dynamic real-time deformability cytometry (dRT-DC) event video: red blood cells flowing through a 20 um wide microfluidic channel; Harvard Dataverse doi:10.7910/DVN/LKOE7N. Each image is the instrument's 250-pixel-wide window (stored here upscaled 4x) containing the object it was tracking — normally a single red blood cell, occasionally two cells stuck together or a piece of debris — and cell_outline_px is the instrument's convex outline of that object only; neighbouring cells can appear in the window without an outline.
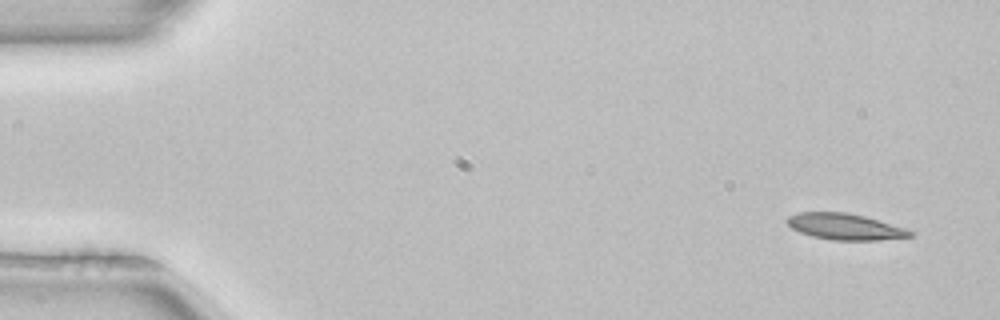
{"species": "common noctule bat (a hibernating species)", "species_latin": "Nyctalus noctula", "temperature_condition": "room temperature", "stored_images_in_passage": 4, "camera_frame_rate_fps": 3000, "um_per_image_px": 0.085, "animal": {"sex": "female", "body_mass_g": 22.7, "forearm_length_mm": 54.2}, "frame": {"image": 1, "passage_image": 1, "time_ms": 0.0, "image_size_px": [1000, 320], "cell_outline_px": [[916, 232], [912, 236], [880, 240], [832, 240], [812, 236], [800, 232], [792, 228], [784, 220], [788, 216], [796, 212], [844, 212], [864, 216], [904, 228]], "centroid_in_image_um": [71.79, 19.26], "position_along_channel_um": 13.2, "area_um2": 18.73}}
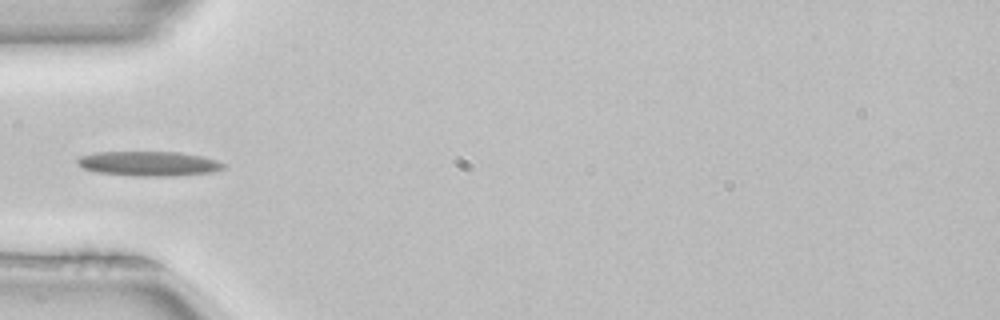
{"frame": {"image": 2, "passage_image": 4, "time_ms": 1.0, "image_size_px": [1000, 320], "cell_outline_px": [[224, 168], [212, 172], [172, 176], [136, 176], [96, 172], [84, 168], [76, 164], [76, 160], [80, 156], [96, 152], [180, 152], [200, 156], [216, 160], [224, 164]], "centroid_in_image_um": [12.61, 13.91], "position_along_channel_um": 72.4, "area_um2": 20.92}}